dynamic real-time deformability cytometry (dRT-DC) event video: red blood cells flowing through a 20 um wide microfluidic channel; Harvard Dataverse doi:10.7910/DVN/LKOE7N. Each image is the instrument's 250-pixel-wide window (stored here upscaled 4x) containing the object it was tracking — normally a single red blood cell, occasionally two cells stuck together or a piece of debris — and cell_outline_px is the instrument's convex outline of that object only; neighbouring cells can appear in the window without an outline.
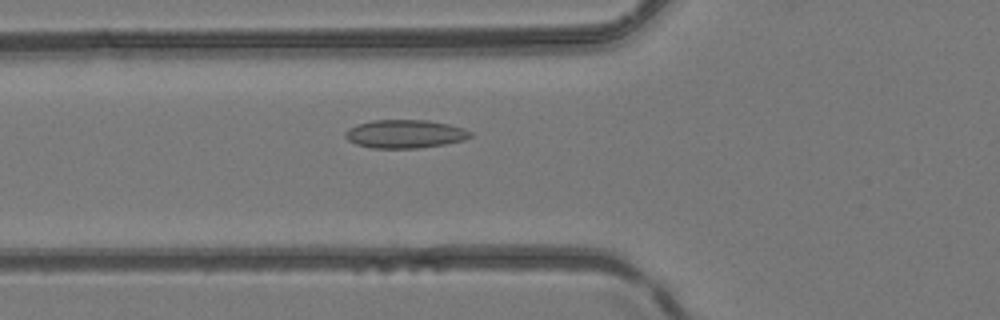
{"species": "common noctule bat (a hibernating species)", "species_latin": "Nyctalus noctula", "temperature_condition": "room temperature", "stored_images_in_passage": 48, "camera_frame_rate_fps": 3000, "um_per_image_px": 0.085, "animal": {"sex": "female", "body_mass_g": 24.6, "forearm_length_mm": 56.2}, "frame": {"image": 1, "passage_image": 18, "time_ms": 5.667, "image_size_px": [1000, 320], "cell_outline_px": [[472, 136], [464, 140], [444, 144], [416, 148], [372, 148], [356, 144], [348, 140], [344, 136], [344, 132], [348, 128], [356, 124], [372, 120], [428, 120], [448, 124], [464, 128], [472, 132]], "centroid_in_image_um": [34.4, 11.38], "position_along_channel_um": 91.4, "area_um2": 20.75}}
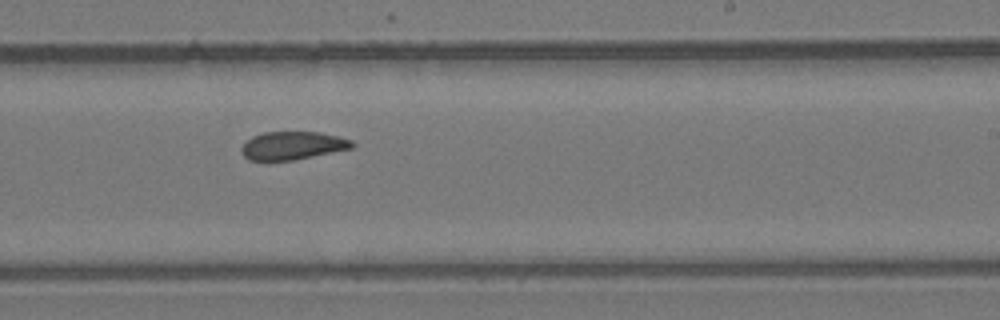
{"frame": {"image": 2, "passage_image": 30, "time_ms": 9.667, "image_size_px": [1000, 320], "cell_outline_px": [[356, 144], [352, 148], [292, 160], [248, 160], [244, 156], [240, 148], [252, 136], [264, 132], [320, 132], [352, 140]], "centroid_in_image_um": [24.87, 12.37], "position_along_channel_um": 264.1, "area_um2": 17.92}}
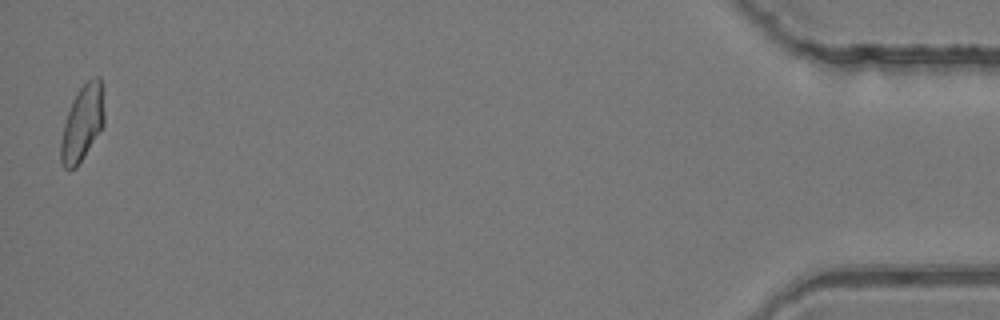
{"frame": {"image": 3, "passage_image": 48, "time_ms": 15.667, "image_size_px": [1000, 320], "cell_outline_px": [[104, 124], [84, 156], [76, 168], [68, 172], [64, 168], [60, 160], [60, 140], [64, 124], [72, 100], [76, 92], [88, 80], [96, 76], [100, 76], [104, 112]], "centroid_in_image_um": [6.97, 10.5], "position_along_channel_um": 428.2, "area_um2": 19.13}}